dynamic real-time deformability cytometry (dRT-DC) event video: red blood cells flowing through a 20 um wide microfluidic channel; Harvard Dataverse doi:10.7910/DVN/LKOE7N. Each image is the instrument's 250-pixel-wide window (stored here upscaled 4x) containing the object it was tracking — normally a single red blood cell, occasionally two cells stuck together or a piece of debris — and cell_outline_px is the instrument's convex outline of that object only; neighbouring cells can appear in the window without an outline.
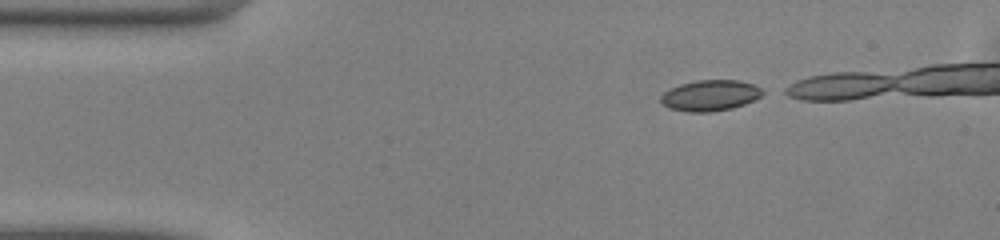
{"species": "common noctule bat (a hibernating species)", "species_latin": "Nyctalus noctula", "temperature_condition": "warm", "stored_images_in_passage": 11, "camera_frame_rate_fps": 3000, "um_per_image_px": 0.085, "animal": {"sex": "male", "body_mass_g": 13.0, "forearm_length_mm": 53.1}, "frame": {"image": 1, "passage_image": 1, "time_ms": 0.0, "image_size_px": [1000, 240], "cell_outline_px": [[768, 92], [744, 104], [732, 108], [712, 112], [688, 112], [668, 108], [660, 104], [660, 96], [668, 88], [680, 84], [696, 80], [740, 80], [752, 84]], "centroid_in_image_um": [60.32, 8.11], "position_along_channel_um": 24.7, "area_um2": 18.55}}